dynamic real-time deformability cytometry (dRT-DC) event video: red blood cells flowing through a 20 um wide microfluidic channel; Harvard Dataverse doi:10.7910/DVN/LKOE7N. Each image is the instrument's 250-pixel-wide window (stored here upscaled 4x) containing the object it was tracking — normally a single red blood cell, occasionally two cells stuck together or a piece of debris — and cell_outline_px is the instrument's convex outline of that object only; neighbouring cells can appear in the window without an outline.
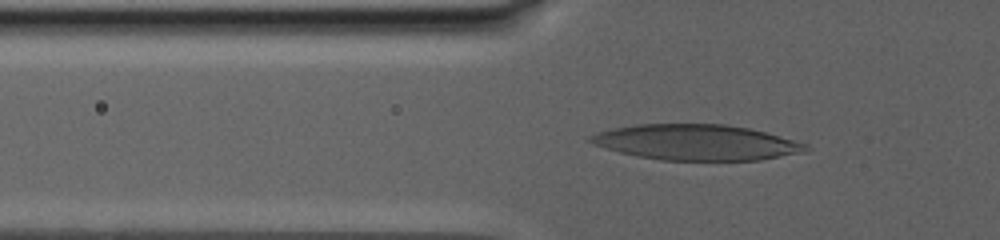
{"species": "human", "species_latin": "Homo sapiens", "temperature_condition": "warm", "stored_images_in_passage": 70, "camera_frame_rate_fps": 3000, "um_per_image_px": 0.085, "donor": {"sex": "male"}, "frame": {"image": 1, "passage_image": 17, "time_ms": 10.333, "image_size_px": [1000, 240], "cell_outline_px": [[812, 148], [804, 152], [760, 160], [660, 160], [636, 156], [620, 152], [592, 144], [588, 140], [588, 136], [600, 132], [616, 128], [636, 124], [724, 124], [748, 128], [764, 132], [808, 144]], "centroid_in_image_um": [59.2, 12.1], "position_along_channel_um": 66.6, "area_um2": 44.45}}
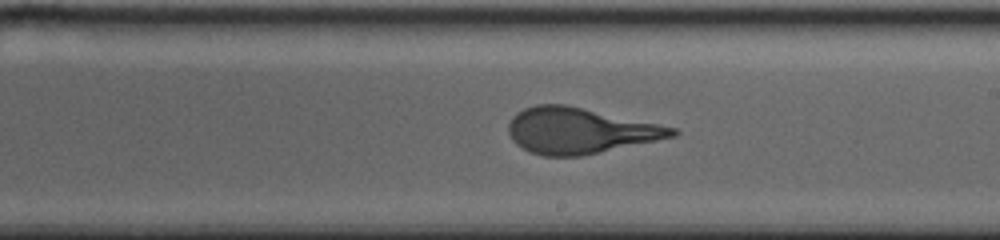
{"frame": {"image": 2, "passage_image": 37, "time_ms": 17.667, "image_size_px": [1000, 240], "cell_outline_px": [[680, 132], [676, 136], [580, 156], [544, 156], [528, 152], [516, 144], [512, 140], [508, 132], [508, 124], [512, 116], [516, 112], [524, 108], [536, 104], [568, 104], [676, 128]], "centroid_in_image_um": [49.23, 11.1], "position_along_channel_um": 239.8, "area_um2": 43.75}}
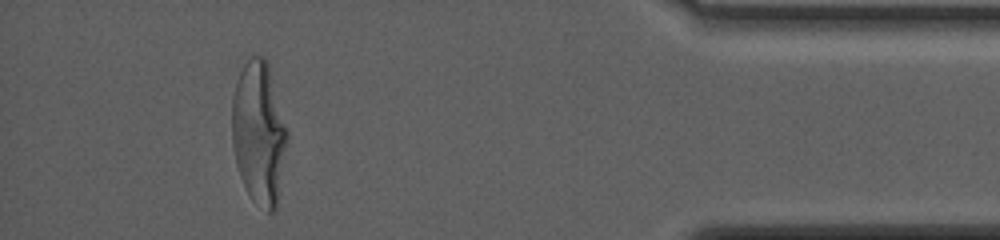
{"frame": {"image": 3, "passage_image": 64, "time_ms": 26.333, "image_size_px": [1000, 240], "cell_outline_px": [[288, 136], [276, 208], [272, 212], [268, 212], [252, 200], [240, 176], [236, 164], [232, 144], [232, 96], [240, 72], [244, 64], [252, 56], [264, 56], [268, 64], [288, 128]], "centroid_in_image_um": [22.01, 11.28], "position_along_channel_um": 413.2, "area_um2": 45.84}, "authors_computed_cell_mechanics": {"area_um2": 44.0147, "velocity_mm_per_s": 2.4787, "shape_relaxation_time_tau1_ms": 6.9329, "shape_relaxation_time_tau2_ms": null, "deformation_change_tau1": 0.2596, "deformation_change_tau2": null}}